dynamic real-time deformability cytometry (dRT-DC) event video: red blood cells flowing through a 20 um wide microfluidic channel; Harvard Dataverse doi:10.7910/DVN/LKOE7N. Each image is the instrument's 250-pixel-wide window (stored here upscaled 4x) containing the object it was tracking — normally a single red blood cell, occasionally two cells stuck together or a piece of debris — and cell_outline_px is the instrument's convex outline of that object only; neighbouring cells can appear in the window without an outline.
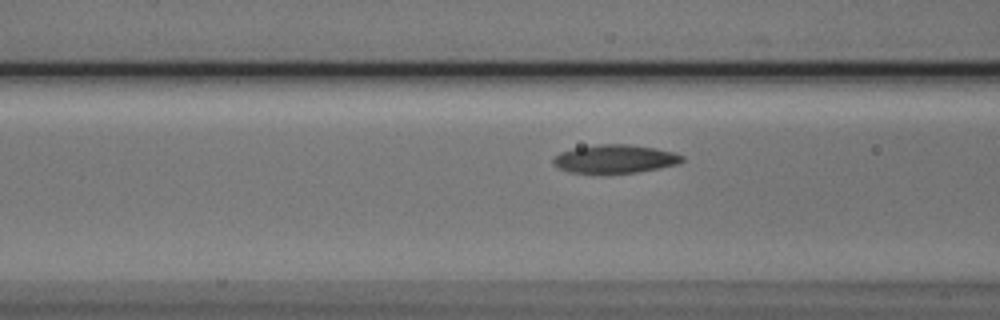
{"species": "Egyptian fruit bat (a non-hibernating species)", "species_latin": "Rousettus aegyptiacus", "temperature_condition": "cold", "stored_images_in_passage": 7, "camera_frame_rate_fps": 3000, "um_per_image_px": 0.085, "animal": {"sex": "male"}, "frame": {"image": 1, "passage_image": 4, "time_ms": 1.0, "image_size_px": [1000, 320], "cell_outline_px": [[684, 160], [680, 164], [660, 168], [636, 172], [600, 176], [568, 172], [556, 168], [552, 164], [552, 156], [560, 152], [576, 148], [600, 144], [628, 144], [656, 148], [676, 152], [684, 156]], "centroid_in_image_um": [52.23, 13.55], "position_along_channel_um": 114.4, "area_um2": 22.37}}